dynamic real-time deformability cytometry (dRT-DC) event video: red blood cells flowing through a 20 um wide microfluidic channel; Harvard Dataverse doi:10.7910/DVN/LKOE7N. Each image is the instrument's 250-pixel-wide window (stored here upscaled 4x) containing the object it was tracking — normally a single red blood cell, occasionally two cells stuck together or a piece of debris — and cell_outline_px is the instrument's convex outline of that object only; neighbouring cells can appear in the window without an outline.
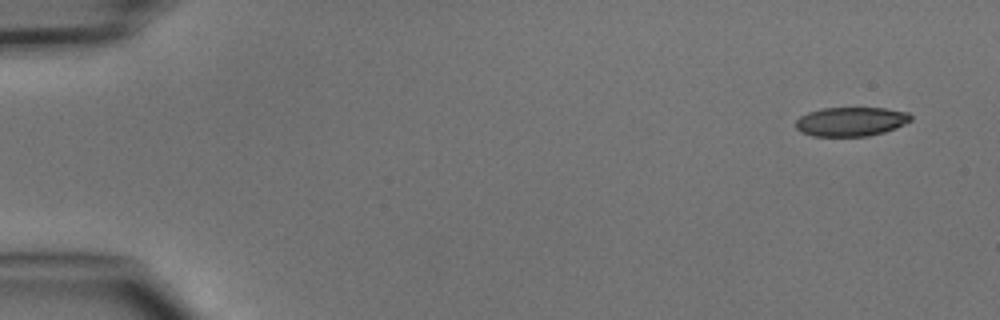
{"species": "common noctule bat (a hibernating species)", "species_latin": "Nyctalus noctula", "temperature_condition": "cold", "stored_images_in_passage": 4, "camera_frame_rate_fps": 3000, "um_per_image_px": 0.085, "animal": {"sex": "male", "body_mass_g": 15.6}, "frame": {"image": 1, "passage_image": 1, "time_ms": 0.0, "image_size_px": [1000, 320], "cell_outline_px": [[912, 120], [896, 128], [884, 132], [868, 136], [812, 136], [800, 132], [796, 128], [796, 120], [800, 116], [808, 112], [824, 108], [884, 108], [908, 112], [912, 116]], "centroid_in_image_um": [72.33, 10.34], "position_along_channel_um": 12.7, "area_um2": 19.59}}
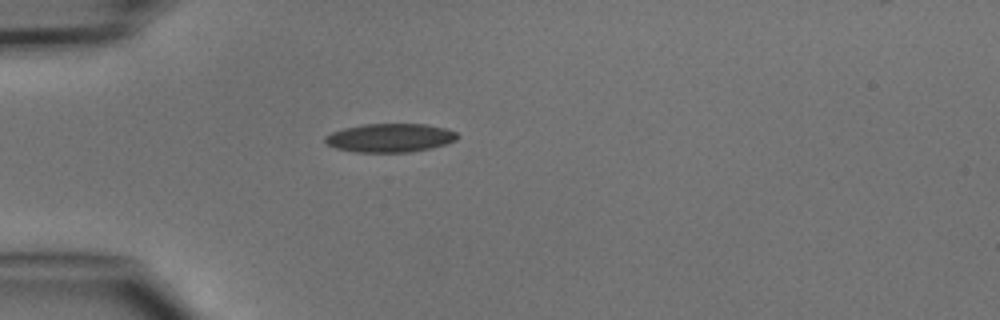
{"frame": {"image": 2, "passage_image": 4, "time_ms": 3.667, "image_size_px": [1000, 320], "cell_outline_px": [[460, 136], [456, 140], [432, 148], [408, 152], [352, 152], [336, 148], [328, 144], [324, 140], [324, 136], [332, 132], [344, 128], [364, 124], [424, 124], [444, 128], [456, 132]], "centroid_in_image_um": [33.14, 11.72], "position_along_channel_um": 51.9, "area_um2": 22.02}}